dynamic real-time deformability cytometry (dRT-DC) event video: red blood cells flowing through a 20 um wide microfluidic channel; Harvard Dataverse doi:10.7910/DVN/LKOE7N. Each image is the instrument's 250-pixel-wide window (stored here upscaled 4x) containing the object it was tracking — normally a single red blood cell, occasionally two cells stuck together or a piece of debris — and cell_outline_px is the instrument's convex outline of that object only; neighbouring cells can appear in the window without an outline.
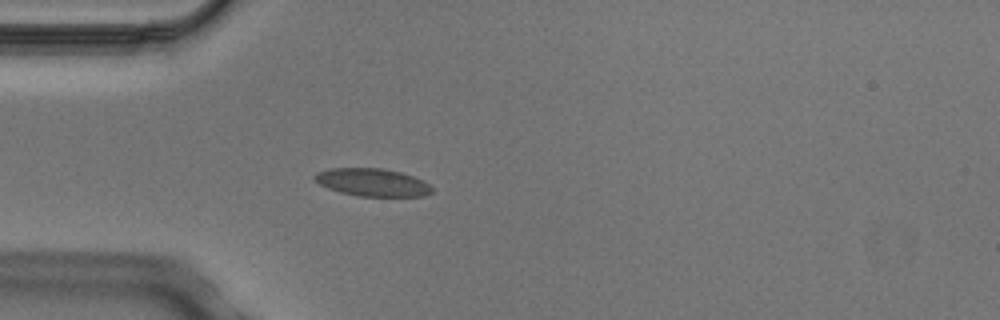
{"species": "Egyptian fruit bat (a non-hibernating species)", "species_latin": "Rousettus aegyptiacus", "temperature_condition": "cold", "stored_images_in_passage": 4, "camera_frame_rate_fps": 3000, "um_per_image_px": 0.085, "animal": {"sex": "male"}, "frame": {"image": 1, "passage_image": 4, "time_ms": 1.0, "image_size_px": [1000, 320], "cell_outline_px": [[432, 192], [424, 196], [356, 196], [340, 192], [328, 188], [320, 184], [312, 176], [316, 172], [332, 168], [384, 168], [400, 172], [424, 180], [432, 188]], "centroid_in_image_um": [31.65, 15.5], "position_along_channel_um": 53.4, "area_um2": 18.96}}